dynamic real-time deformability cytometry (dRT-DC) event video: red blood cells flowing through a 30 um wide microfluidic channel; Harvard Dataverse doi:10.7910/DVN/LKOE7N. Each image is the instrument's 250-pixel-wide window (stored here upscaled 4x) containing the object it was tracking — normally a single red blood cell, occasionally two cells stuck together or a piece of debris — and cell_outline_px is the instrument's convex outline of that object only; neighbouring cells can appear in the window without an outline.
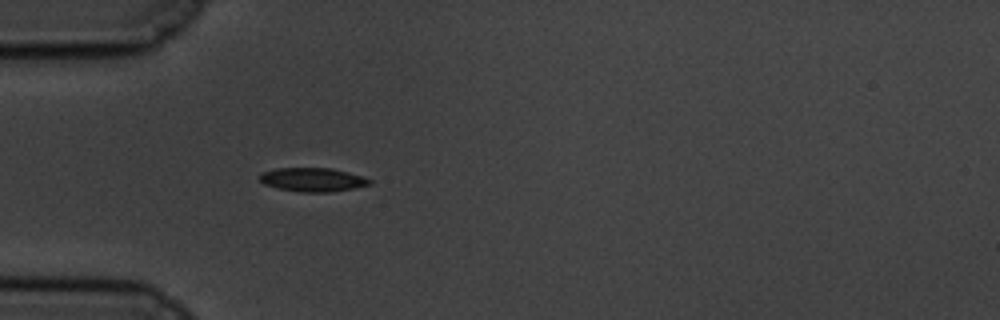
{"species": "common noctule bat (a hibernating species)", "species_latin": "Nyctalus noctula", "temperature_condition": "cold", "stored_images_in_passage": 41, "camera_frame_rate_fps": 3000, "um_per_image_px": 0.085, "animal": {"sex": "male", "body_mass_g": 19.5, "forearm_length_mm": 54.6}, "frame": {"image": 1, "passage_image": 1, "time_ms": 0.0, "image_size_px": [1000, 320], "cell_outline_px": [[372, 184], [352, 188], [328, 192], [300, 192], [280, 188], [264, 184], [260, 180], [260, 176], [264, 172], [276, 168], [332, 168], [364, 176], [372, 180]], "centroid_in_image_um": [26.62, 15.26], "position_along_channel_um": 58.4, "area_um2": 15.09}}
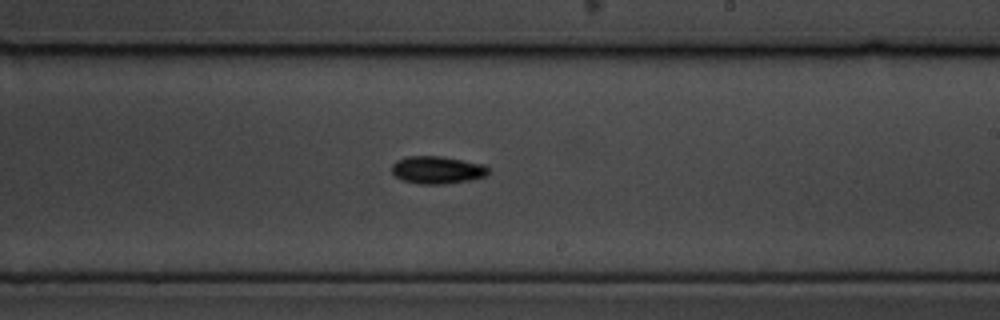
{"frame": {"image": 2, "passage_image": 18, "time_ms": 5.667, "image_size_px": [1000, 320], "cell_outline_px": [[488, 172], [484, 176], [468, 180], [444, 184], [420, 184], [404, 180], [396, 176], [392, 172], [392, 164], [396, 160], [408, 156], [440, 156], [484, 164], [488, 168]], "centroid_in_image_um": [37.14, 14.43], "position_along_channel_um": 251.9, "area_um2": 15.32}}
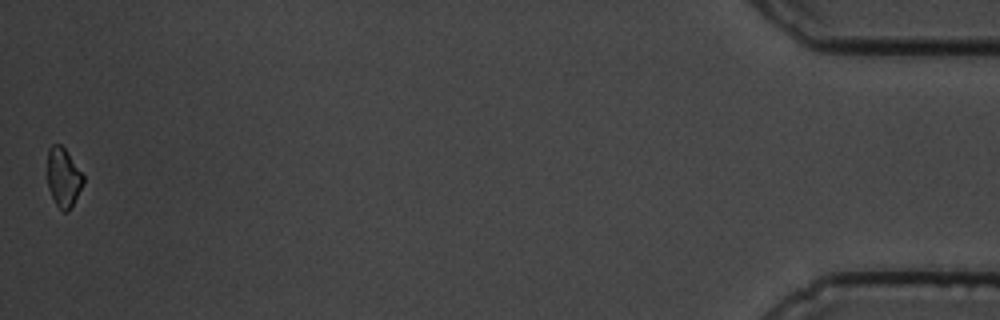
{"frame": {"image": 3, "passage_image": 41, "time_ms": 13.333, "image_size_px": [1000, 320], "cell_outline_px": [[84, 184], [72, 204], [64, 212], [56, 204], [48, 188], [48, 148], [52, 144], [60, 144], [64, 148], [84, 176]], "centroid_in_image_um": [5.38, 15.05], "position_along_channel_um": 429.8, "area_um2": 12.02}, "authors_computed_cell_mechanics": {"area_um2": 14.1032, "velocity_mm_per_s": 3.4933, "shape_relaxation_time_tau1_ms": 4.1491, "shape_relaxation_time_tau2_ms": null, "deformation_change_tau1": 0.1584, "deformation_change_tau2": null}}